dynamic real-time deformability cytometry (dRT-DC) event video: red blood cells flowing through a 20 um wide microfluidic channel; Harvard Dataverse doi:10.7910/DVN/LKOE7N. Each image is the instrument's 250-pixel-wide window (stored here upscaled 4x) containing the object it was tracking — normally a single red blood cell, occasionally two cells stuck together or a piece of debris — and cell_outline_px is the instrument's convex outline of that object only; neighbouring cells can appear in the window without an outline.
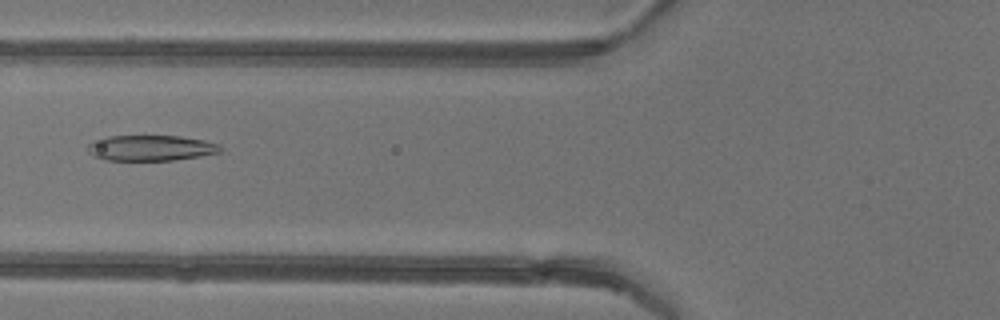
{"species": "common noctule bat (a hibernating species)", "species_latin": "Nyctalus noctula", "temperature_condition": "warm", "stored_images_in_passage": 3, "camera_frame_rate_fps": 3000, "um_per_image_px": 0.085, "animal": {"sex": "female"}, "frame": {"image": 1, "passage_image": 2, "time_ms": 1.333, "image_size_px": [1000, 320], "cell_outline_px": [[224, 148], [220, 152], [172, 160], [104, 160], [92, 156], [88, 152], [88, 144], [92, 140], [108, 136], [180, 136], [204, 140], [220, 144]], "centroid_in_image_um": [12.78, 12.57], "position_along_channel_um": 113.0, "area_um2": 19.83}}
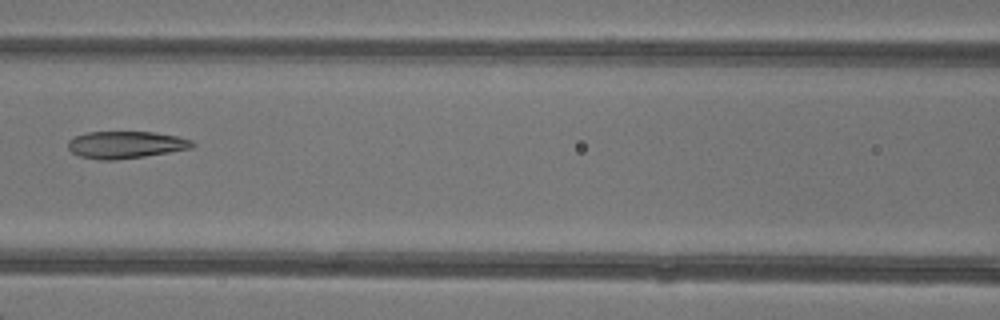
{"frame": {"image": 2, "passage_image": 3, "time_ms": 2.333, "image_size_px": [1000, 320], "cell_outline_px": [[196, 144], [192, 148], [144, 156], [112, 160], [100, 160], [80, 156], [72, 152], [68, 148], [68, 140], [76, 136], [88, 132], [152, 132], [176, 136], [192, 140]], "centroid_in_image_um": [10.68, 12.3], "position_along_channel_um": 155.9, "area_um2": 19.48}}